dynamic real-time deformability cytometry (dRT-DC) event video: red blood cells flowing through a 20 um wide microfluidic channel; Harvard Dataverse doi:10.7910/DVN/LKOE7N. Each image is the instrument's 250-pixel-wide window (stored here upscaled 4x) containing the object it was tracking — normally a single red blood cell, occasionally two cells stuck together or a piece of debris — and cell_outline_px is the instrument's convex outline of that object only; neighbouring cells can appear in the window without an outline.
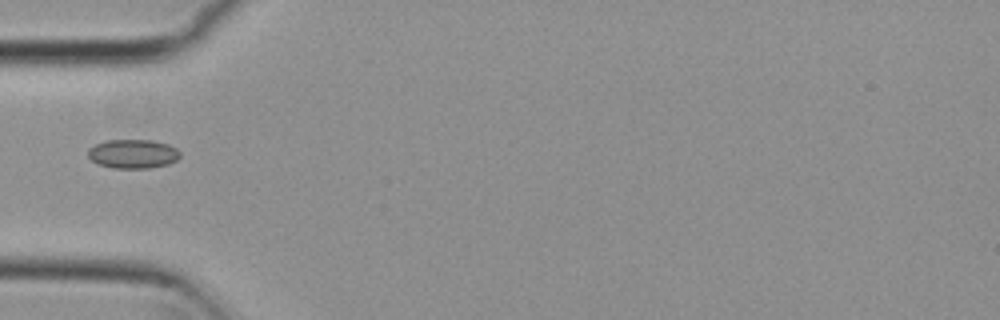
{"species": "common noctule bat (a hibernating species)", "species_latin": "Nyctalus noctula", "temperature_condition": "cold", "stored_images_in_passage": 5, "camera_frame_rate_fps": 3000, "um_per_image_px": 0.085, "animal": {"sex": "female", "body_mass_g": 29.2, "forearm_length_mm": 56.3}, "frame": {"image": 1, "passage_image": 5, "time_ms": 1.333, "image_size_px": [1000, 320], "cell_outline_px": [[180, 156], [176, 160], [168, 164], [148, 168], [112, 168], [96, 164], [88, 156], [88, 148], [104, 140], [152, 140], [168, 144], [176, 148], [180, 152]], "centroid_in_image_um": [11.28, 13.07], "position_along_channel_um": 73.7, "area_um2": 15.66}}